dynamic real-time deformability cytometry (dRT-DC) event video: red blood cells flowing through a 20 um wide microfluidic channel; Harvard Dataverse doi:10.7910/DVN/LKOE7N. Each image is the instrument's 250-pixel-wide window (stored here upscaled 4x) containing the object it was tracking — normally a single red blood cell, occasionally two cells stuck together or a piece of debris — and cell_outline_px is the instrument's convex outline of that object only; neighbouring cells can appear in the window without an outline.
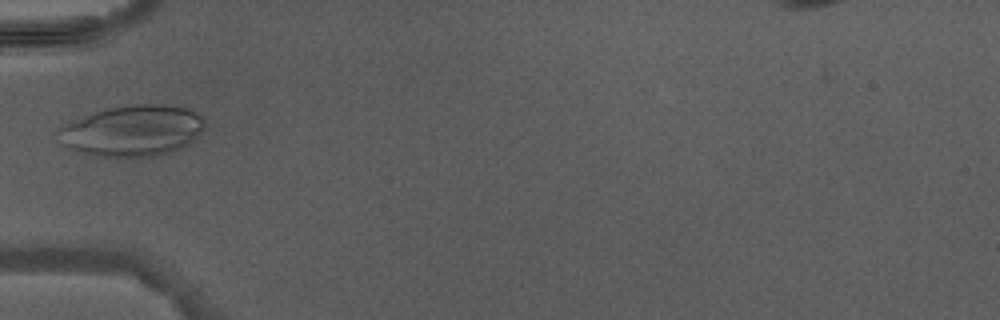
{"species": "Egyptian fruit bat (a non-hibernating species)", "species_latin": "Rousettus aegyptiacus", "temperature_condition": "warm", "stored_images_in_passage": 4, "camera_frame_rate_fps": 3000, "um_per_image_px": 0.085, "animal": {"sex": "male"}, "frame": {"image": 1, "passage_image": 4, "time_ms": 4.667, "image_size_px": [1000, 320], "cell_outline_px": [[204, 128], [188, 144], [172, 152], [152, 156], [92, 156], [76, 152], [68, 148], [56, 140], [56, 132], [60, 124], [96, 112], [112, 108], [132, 104], [164, 104], [188, 108], [200, 112], [204, 120]], "centroid_in_image_um": [11.21, 11.11], "position_along_channel_um": 73.8, "area_um2": 43.93}}